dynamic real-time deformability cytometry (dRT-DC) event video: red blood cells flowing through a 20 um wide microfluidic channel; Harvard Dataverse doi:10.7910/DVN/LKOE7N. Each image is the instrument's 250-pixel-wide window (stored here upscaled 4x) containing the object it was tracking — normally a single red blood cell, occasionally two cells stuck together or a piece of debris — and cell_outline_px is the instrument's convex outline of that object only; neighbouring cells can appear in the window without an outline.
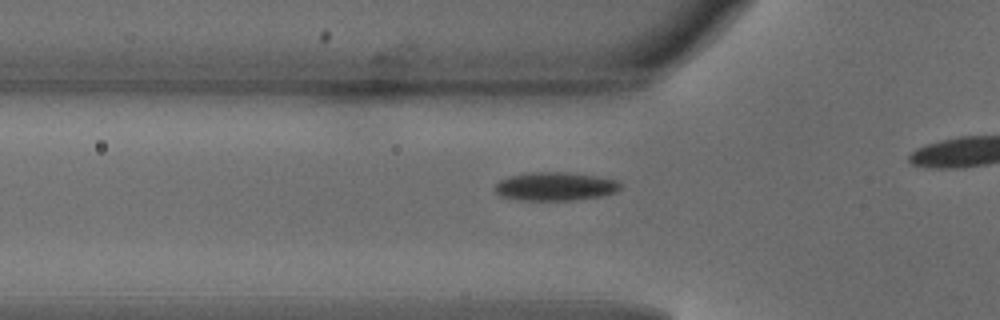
{"species": "common noctule bat (a hibernating species)", "species_latin": "Nyctalus noctula", "temperature_condition": "warm", "stored_images_in_passage": 30, "camera_frame_rate_fps": 3000, "um_per_image_px": 0.085, "animal": {"sex": "male", "body_mass_g": 18.8}, "frame": {"image": 1, "passage_image": 7, "time_ms": 2.0, "image_size_px": [1000, 320], "cell_outline_px": [[624, 184], [616, 192], [604, 196], [572, 200], [520, 200], [500, 196], [492, 188], [500, 180], [512, 176], [532, 172], [564, 172], [596, 176], [616, 180]], "centroid_in_image_um": [47.22, 15.85], "position_along_channel_um": 78.6, "area_um2": 20.87}}
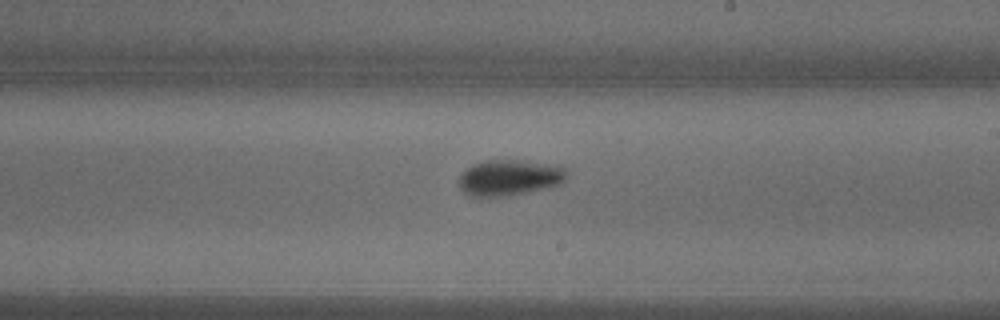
{"frame": {"image": 2, "passage_image": 19, "time_ms": 6.0, "image_size_px": [1000, 320], "cell_outline_px": [[568, 176], [560, 184], [508, 196], [472, 196], [464, 192], [460, 188], [460, 176], [472, 164], [484, 160], [516, 160], [564, 164], [568, 168]], "centroid_in_image_um": [43.39, 15.06], "position_along_channel_um": 245.6, "area_um2": 22.72}}
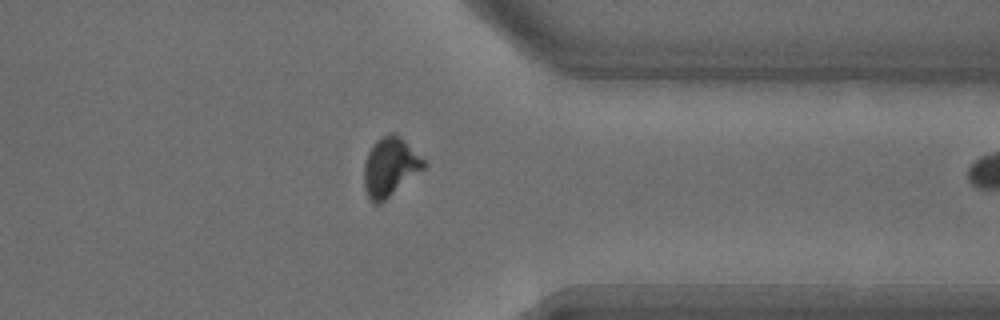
{"frame": {"image": 3, "passage_image": 29, "time_ms": 9.333, "image_size_px": [1000, 320], "cell_outline_px": [[428, 164], [424, 168], [380, 204], [372, 204], [368, 200], [364, 188], [364, 164], [368, 152], [372, 144], [376, 140], [392, 132], [400, 136]], "centroid_in_image_um": [33.12, 14.21], "position_along_channel_um": 378.3, "area_um2": 20.4}}